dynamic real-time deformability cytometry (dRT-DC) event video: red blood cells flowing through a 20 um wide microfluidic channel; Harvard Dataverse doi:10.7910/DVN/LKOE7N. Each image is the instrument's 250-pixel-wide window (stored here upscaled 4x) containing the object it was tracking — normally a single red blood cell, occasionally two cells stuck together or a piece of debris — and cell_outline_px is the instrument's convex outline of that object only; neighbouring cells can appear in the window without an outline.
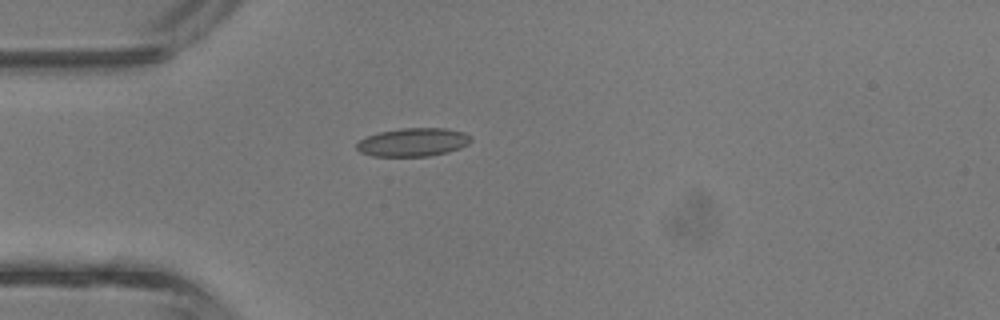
{"species": "common noctule bat (a hibernating species)", "species_latin": "Nyctalus noctula", "temperature_condition": "room temperature", "stored_images_in_passage": 3, "camera_frame_rate_fps": 3000, "um_per_image_px": 0.085, "animal": {"sex": "male", "body_mass_g": 13.3}, "frame": {"image": 1, "passage_image": 3, "time_ms": 0.667, "image_size_px": [1000, 320], "cell_outline_px": [[472, 140], [468, 144], [460, 148], [448, 152], [432, 156], [372, 156], [360, 152], [356, 148], [356, 144], [360, 140], [368, 136], [380, 132], [400, 128], [444, 128], [464, 132], [472, 136]], "centroid_in_image_um": [35.14, 12.09], "position_along_channel_um": 49.9, "area_um2": 18.96}}